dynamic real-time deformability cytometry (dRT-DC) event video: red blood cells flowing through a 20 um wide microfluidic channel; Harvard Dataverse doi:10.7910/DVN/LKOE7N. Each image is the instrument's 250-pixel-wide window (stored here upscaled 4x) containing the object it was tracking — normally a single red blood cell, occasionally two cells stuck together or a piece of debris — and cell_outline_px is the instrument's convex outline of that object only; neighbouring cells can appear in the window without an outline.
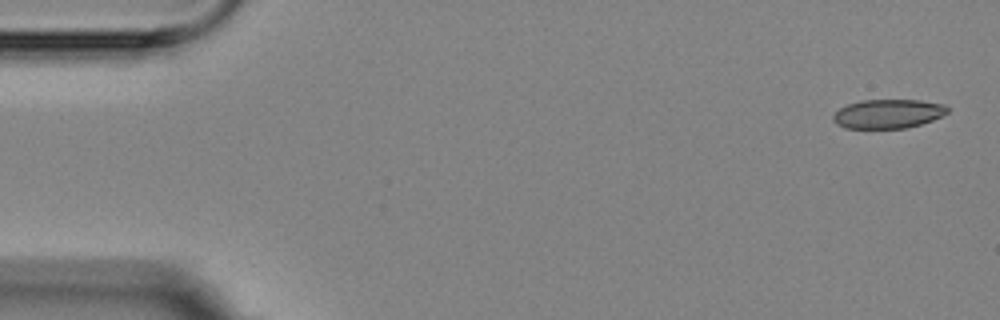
{"species": "Egyptian fruit bat (a non-hibernating species)", "species_latin": "Rousettus aegyptiacus", "temperature_condition": "room temperature", "stored_images_in_passage": 5, "camera_frame_rate_fps": 3000, "um_per_image_px": 0.085, "animal": {"sex": "female"}, "frame": {"image": 1, "passage_image": 1, "time_ms": 0.0, "image_size_px": [1000, 320], "cell_outline_px": [[948, 112], [932, 120], [920, 124], [904, 128], [848, 128], [836, 124], [832, 120], [832, 116], [840, 108], [848, 104], [860, 100], [920, 100], [944, 104], [948, 108]], "centroid_in_image_um": [75.46, 9.66], "position_along_channel_um": 9.5, "area_um2": 19.25}}
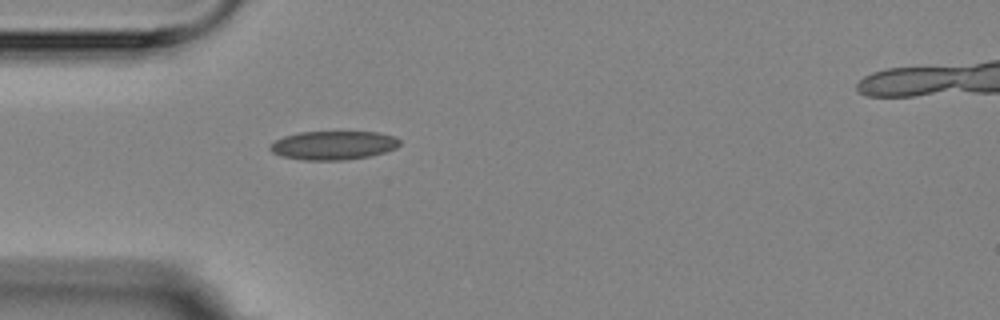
{"frame": {"image": 2, "passage_image": 4, "time_ms": 4.667, "image_size_px": [1000, 320], "cell_outline_px": [[400, 144], [396, 148], [384, 152], [368, 156], [344, 160], [304, 160], [280, 156], [272, 152], [268, 148], [276, 140], [284, 136], [300, 132], [380, 132], [392, 136], [400, 140]], "centroid_in_image_um": [28.32, 12.35], "position_along_channel_um": 56.7, "area_um2": 21.62}}